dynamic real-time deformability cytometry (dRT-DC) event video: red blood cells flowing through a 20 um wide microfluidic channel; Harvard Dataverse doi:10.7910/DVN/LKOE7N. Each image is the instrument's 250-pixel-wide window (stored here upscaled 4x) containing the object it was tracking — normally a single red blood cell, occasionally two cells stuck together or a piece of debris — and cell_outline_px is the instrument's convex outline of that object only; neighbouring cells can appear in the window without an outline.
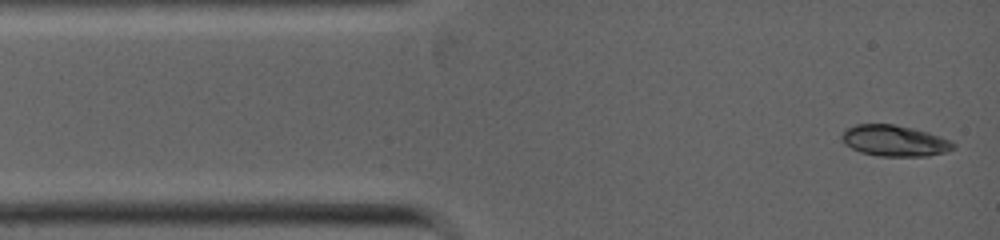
{"species": "common noctule bat (a hibernating species)", "species_latin": "Nyctalus noctula", "temperature_condition": "warm", "stored_images_in_passage": 28, "camera_frame_rate_fps": 5000, "um_per_image_px": 0.085, "animal": {"sex": "female", "body_mass_g": 19.0, "forearm_length_mm": 53.3}, "frame": {"image": 1, "passage_image": 1, "time_ms": 0.0, "image_size_px": [1000, 240], "cell_outline_px": [[956, 148], [944, 152], [928, 156], [880, 156], [860, 152], [844, 144], [840, 136], [844, 128], [856, 124], [892, 124], [912, 128], [928, 132], [952, 140], [956, 144]], "centroid_in_image_um": [76.02, 11.96], "position_along_channel_um": 9.0, "area_um2": 20.4}}
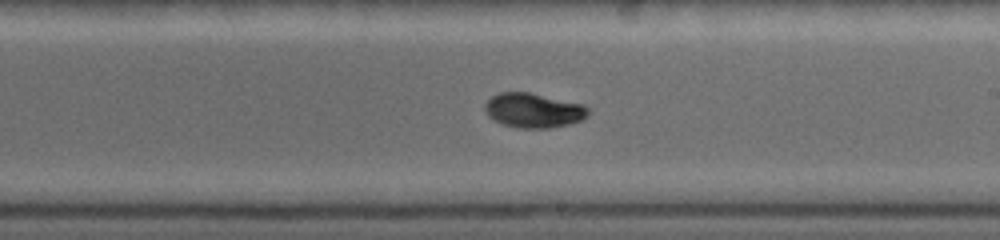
{"frame": {"image": 2, "passage_image": 13, "time_ms": 5.8, "image_size_px": [1000, 240], "cell_outline_px": [[588, 116], [580, 120], [568, 124], [548, 128], [520, 128], [504, 124], [488, 116], [484, 112], [484, 104], [492, 96], [500, 92], [528, 92], [584, 104], [588, 108]], "centroid_in_image_um": [45.33, 9.37], "position_along_channel_um": 243.7, "area_um2": 20.69}}
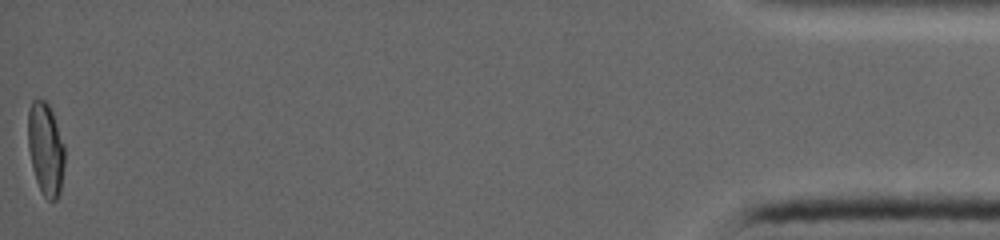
{"frame": {"image": 3, "passage_image": 28, "time_ms": 12.2, "image_size_px": [1000, 240], "cell_outline_px": [[64, 164], [60, 192], [56, 200], [48, 200], [44, 196], [36, 180], [32, 168], [28, 148], [28, 108], [32, 100], [44, 100], [48, 104], [52, 112], [64, 144]], "centroid_in_image_um": [3.87, 12.66], "position_along_channel_um": 431.3, "area_um2": 19.71}}